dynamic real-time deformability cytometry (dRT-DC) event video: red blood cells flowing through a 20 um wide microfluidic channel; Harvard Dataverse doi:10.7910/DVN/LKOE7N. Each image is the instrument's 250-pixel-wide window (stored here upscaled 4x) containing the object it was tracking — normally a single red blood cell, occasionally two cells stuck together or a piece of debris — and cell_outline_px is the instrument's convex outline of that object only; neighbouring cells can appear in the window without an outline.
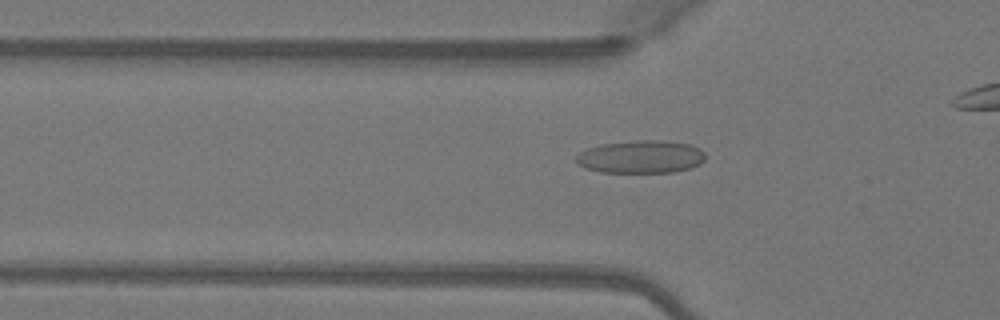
{"species": "Egyptian fruit bat (a non-hibernating species)", "species_latin": "Rousettus aegyptiacus", "temperature_condition": "warm", "stored_images_in_passage": 34, "camera_frame_rate_fps": 3000, "um_per_image_px": 0.085, "animal": {"sex": "female"}, "frame": {"image": 1, "passage_image": 11, "time_ms": 3.333, "image_size_px": [1000, 320], "cell_outline_px": [[704, 160], [700, 164], [692, 168], [672, 172], [600, 172], [584, 168], [576, 160], [576, 156], [580, 152], [588, 148], [600, 144], [636, 140], [660, 140], [688, 144], [700, 148], [704, 152]], "centroid_in_image_um": [54.48, 13.33], "position_along_channel_um": 71.3, "area_um2": 24.74}}
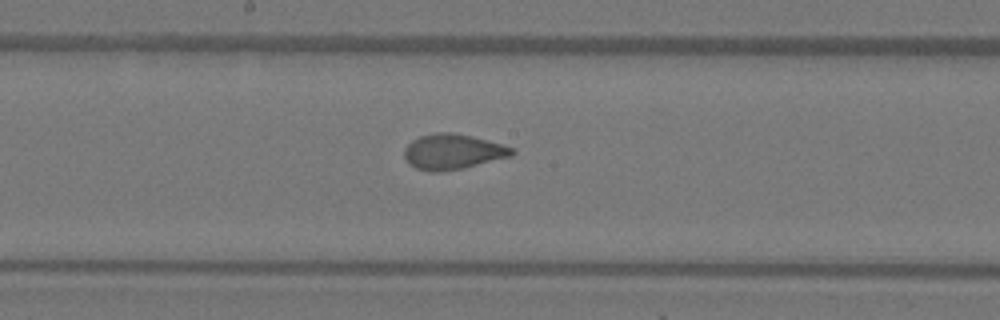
{"frame": {"image": 2, "passage_image": 21, "time_ms": 6.667, "image_size_px": [1000, 320], "cell_outline_px": [[516, 152], [512, 156], [464, 168], [440, 172], [432, 172], [416, 168], [404, 156], [404, 148], [412, 140], [420, 136], [436, 132], [452, 132], [472, 136], [500, 144], [512, 148]], "centroid_in_image_um": [38.49, 12.89], "position_along_channel_um": 209.7, "area_um2": 22.02}}
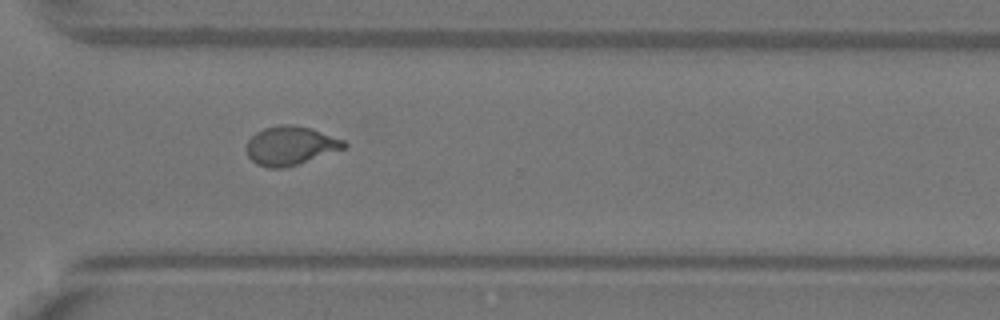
{"frame": {"image": 3, "passage_image": 31, "time_ms": 10.0, "image_size_px": [1000, 320], "cell_outline_px": [[348, 144], [344, 148], [284, 168], [268, 168], [256, 164], [248, 156], [248, 140], [256, 132], [264, 128], [280, 124], [292, 124], [312, 128], [344, 140]], "centroid_in_image_um": [24.68, 12.36], "position_along_channel_um": 345.9, "area_um2": 21.79}, "authors_computed_cell_mechanics": {"area_um2": 21.9929, "velocity_mm_per_s": 4.1107, "shape_relaxation_time_tau1_ms": 5.905, "shape_relaxation_time_tau2_ms": 0.6942, "deformation_change_tau1": 0.1966, "deformation_change_tau2": 0.0584}}